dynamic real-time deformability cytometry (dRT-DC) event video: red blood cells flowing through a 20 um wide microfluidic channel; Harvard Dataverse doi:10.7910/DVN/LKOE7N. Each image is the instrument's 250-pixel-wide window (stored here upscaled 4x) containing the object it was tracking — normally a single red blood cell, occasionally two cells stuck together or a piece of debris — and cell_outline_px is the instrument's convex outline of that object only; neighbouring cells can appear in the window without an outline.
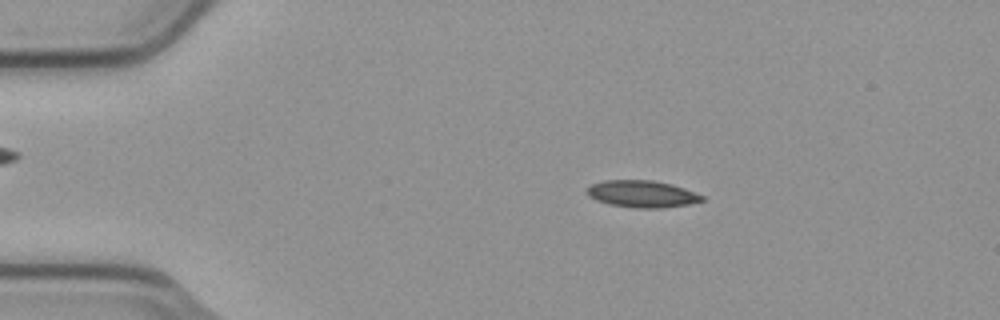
{"species": "common noctule bat (a hibernating species)", "species_latin": "Nyctalus noctula", "temperature_condition": "cold", "stored_images_in_passage": 6, "camera_frame_rate_fps": 3000, "um_per_image_px": 0.085, "animal": {"sex": "male", "body_mass_g": 23.1, "forearm_length_mm": 52.7}, "frame": {"image": 1, "passage_image": 2, "time_ms": 0.333, "image_size_px": [1000, 320], "cell_outline_px": [[704, 200], [688, 204], [664, 208], [636, 208], [608, 204], [596, 200], [588, 196], [588, 188], [592, 184], [604, 180], [652, 180], [684, 188], [704, 196]], "centroid_in_image_um": [54.56, 16.49], "position_along_channel_um": 30.4, "area_um2": 17.92}}
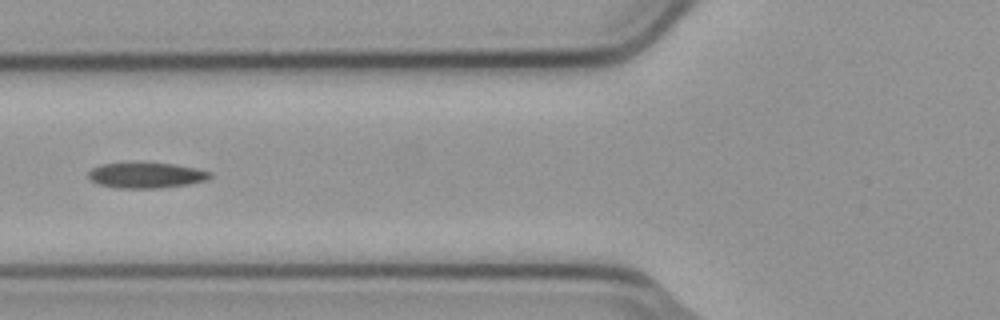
{"frame": {"image": 2, "passage_image": 5, "time_ms": 1.333, "image_size_px": [1000, 320], "cell_outline_px": [[212, 176], [208, 180], [188, 184], [160, 188], [116, 188], [100, 184], [88, 180], [88, 172], [92, 168], [104, 164], [172, 164], [196, 168], [212, 172]], "centroid_in_image_um": [12.45, 14.92], "position_along_channel_um": 113.4, "area_um2": 17.8}}
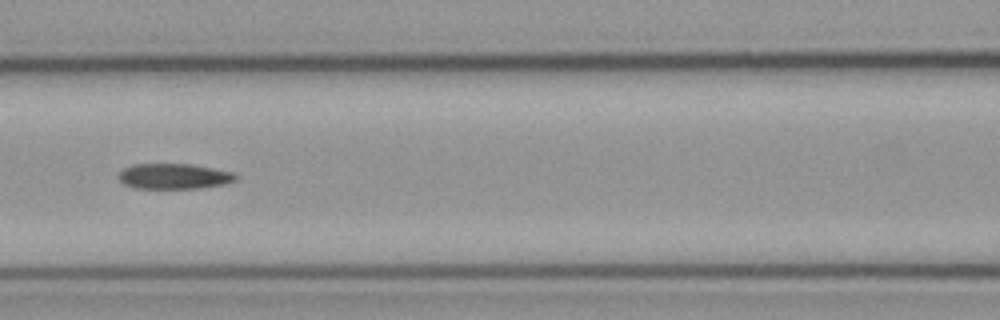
{"frame": {"image": 3, "passage_image": 6, "time_ms": 1.667, "image_size_px": [1000, 320], "cell_outline_px": [[236, 180], [224, 184], [200, 188], [136, 188], [124, 184], [116, 176], [124, 168], [132, 164], [188, 164], [212, 168], [232, 172], [236, 176]], "centroid_in_image_um": [14.75, 14.98], "position_along_channel_um": 151.9, "area_um2": 17.22}}